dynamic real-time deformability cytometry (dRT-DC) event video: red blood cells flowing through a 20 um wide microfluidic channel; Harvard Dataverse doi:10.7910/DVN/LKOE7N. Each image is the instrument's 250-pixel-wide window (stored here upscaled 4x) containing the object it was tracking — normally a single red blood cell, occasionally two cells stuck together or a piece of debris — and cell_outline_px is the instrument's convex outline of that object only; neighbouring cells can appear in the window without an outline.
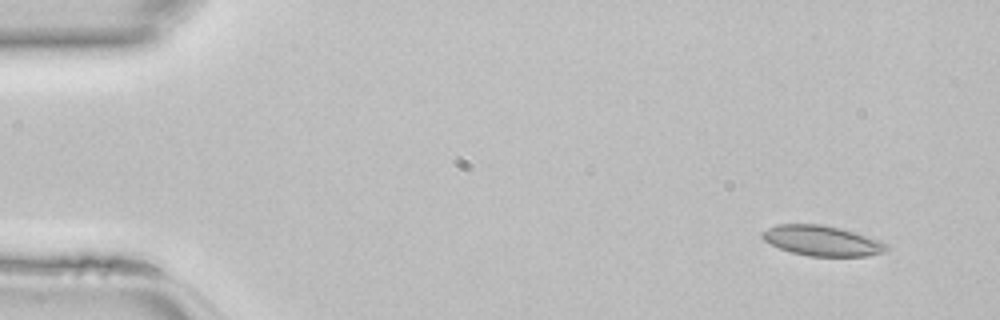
{"species": "common noctule bat (a hibernating species)", "species_latin": "Nyctalus noctula", "temperature_condition": "room temperature", "stored_images_in_passage": 45, "camera_frame_rate_fps": 3000, "um_per_image_px": 0.085, "animal": {"sex": "female", "body_mass_g": 22.7, "forearm_length_mm": 54.2}, "frame": {"image": 1, "passage_image": 3, "time_ms": 0.667, "image_size_px": [1000, 320], "cell_outline_px": [[888, 248], [884, 252], [868, 256], [808, 256], [792, 252], [780, 248], [764, 240], [760, 236], [760, 232], [776, 224], [820, 224], [840, 228], [880, 240], [888, 244]], "centroid_in_image_um": [69.86, 20.46], "position_along_channel_um": 15.1, "area_um2": 21.85}}
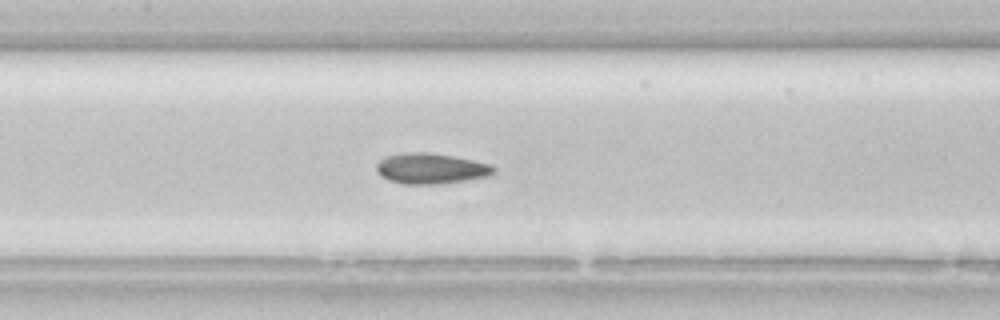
{"frame": {"image": 2, "passage_image": 21, "time_ms": 6.667, "image_size_px": [1000, 320], "cell_outline_px": [[496, 172], [488, 176], [464, 180], [436, 184], [404, 184], [388, 180], [380, 176], [376, 172], [376, 164], [384, 156], [404, 152], [428, 152], [452, 156], [492, 164], [496, 168]], "centroid_in_image_um": [36.59, 14.31], "position_along_channel_um": 170.8, "area_um2": 21.04}}
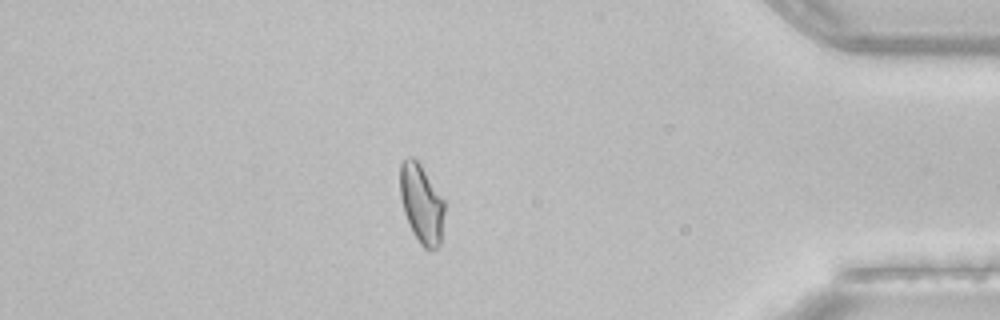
{"frame": {"image": 3, "passage_image": 39, "time_ms": 12.667, "image_size_px": [1000, 320], "cell_outline_px": [[444, 212], [440, 244], [436, 248], [424, 248], [420, 244], [412, 232], [408, 224], [404, 212], [400, 196], [400, 164], [408, 156], [412, 156], [420, 164], [444, 200]], "centroid_in_image_um": [35.81, 17.31], "position_along_channel_um": 399.4, "area_um2": 20.29}}